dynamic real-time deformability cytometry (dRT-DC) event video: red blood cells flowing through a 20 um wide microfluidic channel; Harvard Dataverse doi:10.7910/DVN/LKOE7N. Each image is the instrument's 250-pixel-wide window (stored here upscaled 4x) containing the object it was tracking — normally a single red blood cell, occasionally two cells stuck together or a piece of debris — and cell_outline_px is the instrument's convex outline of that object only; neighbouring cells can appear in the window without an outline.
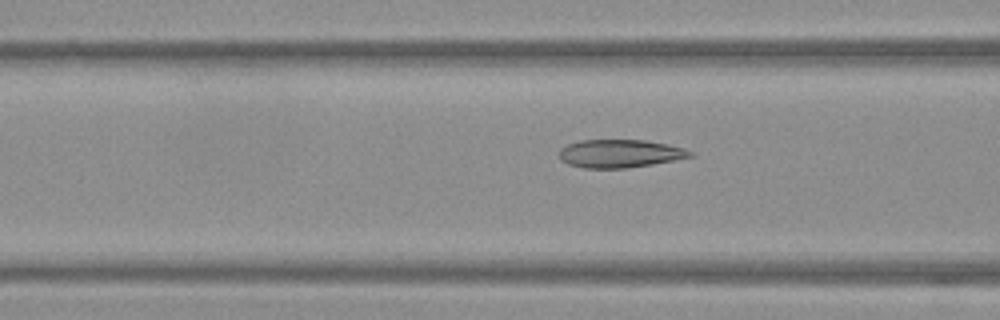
{"species": "Egyptian fruit bat (a non-hibernating species)", "species_latin": "Rousettus aegyptiacus", "temperature_condition": "warm", "stored_images_in_passage": 53, "camera_frame_rate_fps": 3000, "um_per_image_px": 0.085, "frame": {"image": 1, "passage_image": 21, "time_ms": 6.667, "image_size_px": [1000, 320], "cell_outline_px": [[696, 156], [652, 164], [624, 168], [584, 168], [568, 164], [560, 160], [560, 148], [568, 144], [580, 140], [644, 140], [668, 144], [684, 148], [692, 152]], "centroid_in_image_um": [52.7, 13.05], "position_along_channel_um": 113.9, "area_um2": 21.44}}
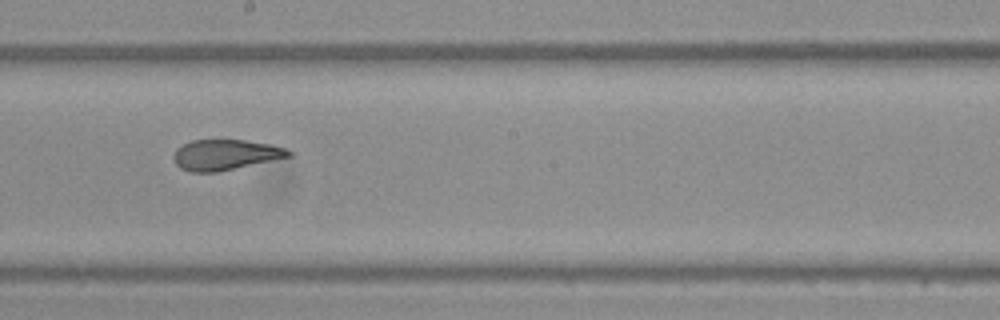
{"frame": {"image": 2, "passage_image": 30, "time_ms": 9.667, "image_size_px": [1000, 320], "cell_outline_px": [[292, 156], [216, 172], [192, 172], [180, 168], [176, 164], [172, 156], [176, 148], [192, 140], [244, 140], [268, 144], [284, 148], [292, 152]], "centroid_in_image_um": [19.11, 13.15], "position_along_channel_um": 229.1, "area_um2": 20.23}}
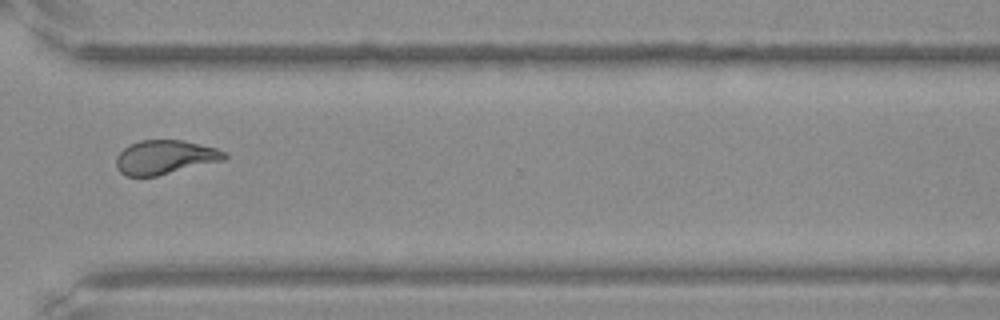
{"frame": {"image": 3, "passage_image": 40, "time_ms": 13.0, "image_size_px": [1000, 320], "cell_outline_px": [[228, 156], [224, 160], [156, 176], [128, 176], [120, 172], [116, 168], [116, 156], [124, 148], [140, 140], [184, 140], [216, 148], [224, 152]], "centroid_in_image_um": [14.01, 13.36], "position_along_channel_um": 356.6, "area_um2": 21.33}, "authors_computed_cell_mechanics": {"area_um2": 21.8484, "velocity_mm_per_s": 3.8262, "shape_relaxation_time_tau1_ms": null, "shape_relaxation_time_tau2_ms": 1.5083, "deformation_change_tau1": null, "deformation_change_tau2": 0.0856}}